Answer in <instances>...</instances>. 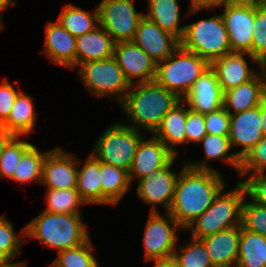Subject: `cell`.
<instances>
[{"label": "cell", "instance_id": "277c9868", "mask_svg": "<svg viewBox=\"0 0 266 267\" xmlns=\"http://www.w3.org/2000/svg\"><path fill=\"white\" fill-rule=\"evenodd\" d=\"M214 198L209 208L193 221L186 230L194 239L201 240L221 230L241 225L242 204L247 197L244 185L239 181L236 188L224 191Z\"/></svg>", "mask_w": 266, "mask_h": 267}, {"label": "cell", "instance_id": "603a6c76", "mask_svg": "<svg viewBox=\"0 0 266 267\" xmlns=\"http://www.w3.org/2000/svg\"><path fill=\"white\" fill-rule=\"evenodd\" d=\"M76 43V67L88 61L113 56L115 42L100 25L76 37Z\"/></svg>", "mask_w": 266, "mask_h": 267}, {"label": "cell", "instance_id": "6da1fadb", "mask_svg": "<svg viewBox=\"0 0 266 267\" xmlns=\"http://www.w3.org/2000/svg\"><path fill=\"white\" fill-rule=\"evenodd\" d=\"M168 213L185 230L212 204L226 187L220 171L197 170L184 163Z\"/></svg>", "mask_w": 266, "mask_h": 267}, {"label": "cell", "instance_id": "9a60e30c", "mask_svg": "<svg viewBox=\"0 0 266 267\" xmlns=\"http://www.w3.org/2000/svg\"><path fill=\"white\" fill-rule=\"evenodd\" d=\"M132 42L156 62L165 60L180 45V41L176 37L162 30L145 16L139 21Z\"/></svg>", "mask_w": 266, "mask_h": 267}, {"label": "cell", "instance_id": "ba28073f", "mask_svg": "<svg viewBox=\"0 0 266 267\" xmlns=\"http://www.w3.org/2000/svg\"><path fill=\"white\" fill-rule=\"evenodd\" d=\"M143 133L123 122L109 126L99 136L91 153L98 161L129 172Z\"/></svg>", "mask_w": 266, "mask_h": 267}, {"label": "cell", "instance_id": "4fadbf2b", "mask_svg": "<svg viewBox=\"0 0 266 267\" xmlns=\"http://www.w3.org/2000/svg\"><path fill=\"white\" fill-rule=\"evenodd\" d=\"M113 56L130 85L155 79L157 62L132 41L116 42Z\"/></svg>", "mask_w": 266, "mask_h": 267}, {"label": "cell", "instance_id": "3957f363", "mask_svg": "<svg viewBox=\"0 0 266 267\" xmlns=\"http://www.w3.org/2000/svg\"><path fill=\"white\" fill-rule=\"evenodd\" d=\"M81 214L42 211L26 224V237L40 240L43 246L59 251L83 244L89 237Z\"/></svg>", "mask_w": 266, "mask_h": 267}, {"label": "cell", "instance_id": "816d5d0a", "mask_svg": "<svg viewBox=\"0 0 266 267\" xmlns=\"http://www.w3.org/2000/svg\"><path fill=\"white\" fill-rule=\"evenodd\" d=\"M257 4L266 7V0H254Z\"/></svg>", "mask_w": 266, "mask_h": 267}, {"label": "cell", "instance_id": "cb8c5ba5", "mask_svg": "<svg viewBox=\"0 0 266 267\" xmlns=\"http://www.w3.org/2000/svg\"><path fill=\"white\" fill-rule=\"evenodd\" d=\"M181 100L168 113H166L161 120L157 129L152 133L153 136L162 141L167 148L178 156L176 146L186 144V118H187V104L186 108Z\"/></svg>", "mask_w": 266, "mask_h": 267}, {"label": "cell", "instance_id": "ee69618b", "mask_svg": "<svg viewBox=\"0 0 266 267\" xmlns=\"http://www.w3.org/2000/svg\"><path fill=\"white\" fill-rule=\"evenodd\" d=\"M20 91V89L17 91L6 78L2 81L0 85V126L8 119L15 98Z\"/></svg>", "mask_w": 266, "mask_h": 267}, {"label": "cell", "instance_id": "30bf717a", "mask_svg": "<svg viewBox=\"0 0 266 267\" xmlns=\"http://www.w3.org/2000/svg\"><path fill=\"white\" fill-rule=\"evenodd\" d=\"M177 229H183L175 219L165 212H150L145 225L143 245L146 261H158L173 257L178 242Z\"/></svg>", "mask_w": 266, "mask_h": 267}, {"label": "cell", "instance_id": "8fae6325", "mask_svg": "<svg viewBox=\"0 0 266 267\" xmlns=\"http://www.w3.org/2000/svg\"><path fill=\"white\" fill-rule=\"evenodd\" d=\"M134 0H101L97 5L99 25L116 42L132 41L143 13L136 12Z\"/></svg>", "mask_w": 266, "mask_h": 267}, {"label": "cell", "instance_id": "c3c4849f", "mask_svg": "<svg viewBox=\"0 0 266 267\" xmlns=\"http://www.w3.org/2000/svg\"><path fill=\"white\" fill-rule=\"evenodd\" d=\"M154 267H180V266L172 257L169 259L154 261Z\"/></svg>", "mask_w": 266, "mask_h": 267}, {"label": "cell", "instance_id": "5bb4252c", "mask_svg": "<svg viewBox=\"0 0 266 267\" xmlns=\"http://www.w3.org/2000/svg\"><path fill=\"white\" fill-rule=\"evenodd\" d=\"M60 147L51 149L45 156L41 185L46 189H70L77 185V159Z\"/></svg>", "mask_w": 266, "mask_h": 267}, {"label": "cell", "instance_id": "2e32d148", "mask_svg": "<svg viewBox=\"0 0 266 267\" xmlns=\"http://www.w3.org/2000/svg\"><path fill=\"white\" fill-rule=\"evenodd\" d=\"M175 156L167 146L155 136L140 140L133 158L132 166L129 170V178L140 180L145 175L154 170H161L168 166Z\"/></svg>", "mask_w": 266, "mask_h": 267}, {"label": "cell", "instance_id": "ac0fdd59", "mask_svg": "<svg viewBox=\"0 0 266 267\" xmlns=\"http://www.w3.org/2000/svg\"><path fill=\"white\" fill-rule=\"evenodd\" d=\"M189 109L206 114L223 106V92L215 72L207 69L194 83L193 87L182 99Z\"/></svg>", "mask_w": 266, "mask_h": 267}, {"label": "cell", "instance_id": "d6a6232c", "mask_svg": "<svg viewBox=\"0 0 266 267\" xmlns=\"http://www.w3.org/2000/svg\"><path fill=\"white\" fill-rule=\"evenodd\" d=\"M45 196L47 207L44 211L49 213L80 214L79 207L86 205L76 188L47 189Z\"/></svg>", "mask_w": 266, "mask_h": 267}, {"label": "cell", "instance_id": "db71d44e", "mask_svg": "<svg viewBox=\"0 0 266 267\" xmlns=\"http://www.w3.org/2000/svg\"><path fill=\"white\" fill-rule=\"evenodd\" d=\"M26 264H22V265H12L11 267H26Z\"/></svg>", "mask_w": 266, "mask_h": 267}, {"label": "cell", "instance_id": "f35d334b", "mask_svg": "<svg viewBox=\"0 0 266 267\" xmlns=\"http://www.w3.org/2000/svg\"><path fill=\"white\" fill-rule=\"evenodd\" d=\"M252 57L266 65V7L255 2V23L252 38Z\"/></svg>", "mask_w": 266, "mask_h": 267}, {"label": "cell", "instance_id": "7a4b0ae2", "mask_svg": "<svg viewBox=\"0 0 266 267\" xmlns=\"http://www.w3.org/2000/svg\"><path fill=\"white\" fill-rule=\"evenodd\" d=\"M181 99L155 80L131 85L120 106L136 130L153 133L164 115Z\"/></svg>", "mask_w": 266, "mask_h": 267}, {"label": "cell", "instance_id": "f6af8a7d", "mask_svg": "<svg viewBox=\"0 0 266 267\" xmlns=\"http://www.w3.org/2000/svg\"><path fill=\"white\" fill-rule=\"evenodd\" d=\"M230 0H190L189 14H193L203 9L217 8Z\"/></svg>", "mask_w": 266, "mask_h": 267}, {"label": "cell", "instance_id": "ab89813d", "mask_svg": "<svg viewBox=\"0 0 266 267\" xmlns=\"http://www.w3.org/2000/svg\"><path fill=\"white\" fill-rule=\"evenodd\" d=\"M262 171H266V136L241 158L239 174L244 177Z\"/></svg>", "mask_w": 266, "mask_h": 267}, {"label": "cell", "instance_id": "60d3db41", "mask_svg": "<svg viewBox=\"0 0 266 267\" xmlns=\"http://www.w3.org/2000/svg\"><path fill=\"white\" fill-rule=\"evenodd\" d=\"M246 190V195L252 201L266 206V173L265 171L249 174V177L240 181Z\"/></svg>", "mask_w": 266, "mask_h": 267}, {"label": "cell", "instance_id": "d6986e66", "mask_svg": "<svg viewBox=\"0 0 266 267\" xmlns=\"http://www.w3.org/2000/svg\"><path fill=\"white\" fill-rule=\"evenodd\" d=\"M266 98V71L260 72L250 81L223 92V107L229 114L255 108Z\"/></svg>", "mask_w": 266, "mask_h": 267}, {"label": "cell", "instance_id": "484cf974", "mask_svg": "<svg viewBox=\"0 0 266 267\" xmlns=\"http://www.w3.org/2000/svg\"><path fill=\"white\" fill-rule=\"evenodd\" d=\"M31 96L22 90L15 98L8 119L0 126L13 136H28L36 125V113Z\"/></svg>", "mask_w": 266, "mask_h": 267}, {"label": "cell", "instance_id": "1f68e13d", "mask_svg": "<svg viewBox=\"0 0 266 267\" xmlns=\"http://www.w3.org/2000/svg\"><path fill=\"white\" fill-rule=\"evenodd\" d=\"M50 151L42 152L32 144L22 155L18 166L14 171L11 180L19 183H31L35 180L41 184L43 162L46 154Z\"/></svg>", "mask_w": 266, "mask_h": 267}, {"label": "cell", "instance_id": "7402d4cb", "mask_svg": "<svg viewBox=\"0 0 266 267\" xmlns=\"http://www.w3.org/2000/svg\"><path fill=\"white\" fill-rule=\"evenodd\" d=\"M241 225L207 236L204 243L213 267H236Z\"/></svg>", "mask_w": 266, "mask_h": 267}, {"label": "cell", "instance_id": "5b68a950", "mask_svg": "<svg viewBox=\"0 0 266 267\" xmlns=\"http://www.w3.org/2000/svg\"><path fill=\"white\" fill-rule=\"evenodd\" d=\"M209 68L207 60L179 45L169 57L157 62L154 80L182 100L195 81Z\"/></svg>", "mask_w": 266, "mask_h": 267}, {"label": "cell", "instance_id": "74e56055", "mask_svg": "<svg viewBox=\"0 0 266 267\" xmlns=\"http://www.w3.org/2000/svg\"><path fill=\"white\" fill-rule=\"evenodd\" d=\"M241 226L250 232L266 237V206L244 199Z\"/></svg>", "mask_w": 266, "mask_h": 267}, {"label": "cell", "instance_id": "f907efd6", "mask_svg": "<svg viewBox=\"0 0 266 267\" xmlns=\"http://www.w3.org/2000/svg\"><path fill=\"white\" fill-rule=\"evenodd\" d=\"M17 2L13 0H0V11H5L9 6H15Z\"/></svg>", "mask_w": 266, "mask_h": 267}, {"label": "cell", "instance_id": "8992f818", "mask_svg": "<svg viewBox=\"0 0 266 267\" xmlns=\"http://www.w3.org/2000/svg\"><path fill=\"white\" fill-rule=\"evenodd\" d=\"M180 46L209 63L231 53L228 33L220 14L185 25Z\"/></svg>", "mask_w": 266, "mask_h": 267}, {"label": "cell", "instance_id": "7dc6e473", "mask_svg": "<svg viewBox=\"0 0 266 267\" xmlns=\"http://www.w3.org/2000/svg\"><path fill=\"white\" fill-rule=\"evenodd\" d=\"M13 137L12 134L8 133L6 130H4L2 127H0V157L2 154V151L4 149V146L7 144V142Z\"/></svg>", "mask_w": 266, "mask_h": 267}, {"label": "cell", "instance_id": "7c38bea8", "mask_svg": "<svg viewBox=\"0 0 266 267\" xmlns=\"http://www.w3.org/2000/svg\"><path fill=\"white\" fill-rule=\"evenodd\" d=\"M175 159L161 170H154L138 180L136 192L145 204L153 206L151 212H158L156 205L162 204L165 212L171 207L179 173L172 172Z\"/></svg>", "mask_w": 266, "mask_h": 267}, {"label": "cell", "instance_id": "9c48e42d", "mask_svg": "<svg viewBox=\"0 0 266 267\" xmlns=\"http://www.w3.org/2000/svg\"><path fill=\"white\" fill-rule=\"evenodd\" d=\"M224 11L221 15L231 52L248 53L246 56L253 62L264 66L252 57V38L255 23V1L254 0H230L222 4Z\"/></svg>", "mask_w": 266, "mask_h": 267}, {"label": "cell", "instance_id": "4dcf8cb0", "mask_svg": "<svg viewBox=\"0 0 266 267\" xmlns=\"http://www.w3.org/2000/svg\"><path fill=\"white\" fill-rule=\"evenodd\" d=\"M57 18L60 23L74 37L81 36L99 26L98 8L94 13L86 11L76 5H65Z\"/></svg>", "mask_w": 266, "mask_h": 267}, {"label": "cell", "instance_id": "8d00e7d4", "mask_svg": "<svg viewBox=\"0 0 266 267\" xmlns=\"http://www.w3.org/2000/svg\"><path fill=\"white\" fill-rule=\"evenodd\" d=\"M21 136H13L4 146L0 157V177L11 179L23 153L32 145L20 139Z\"/></svg>", "mask_w": 266, "mask_h": 267}, {"label": "cell", "instance_id": "83f0119b", "mask_svg": "<svg viewBox=\"0 0 266 267\" xmlns=\"http://www.w3.org/2000/svg\"><path fill=\"white\" fill-rule=\"evenodd\" d=\"M144 16L157 24L162 30L172 34L179 41L183 38L185 26H180V7L178 0H148Z\"/></svg>", "mask_w": 266, "mask_h": 267}, {"label": "cell", "instance_id": "f1b7e54d", "mask_svg": "<svg viewBox=\"0 0 266 267\" xmlns=\"http://www.w3.org/2000/svg\"><path fill=\"white\" fill-rule=\"evenodd\" d=\"M102 205H116L130 189L129 172L100 162Z\"/></svg>", "mask_w": 266, "mask_h": 267}, {"label": "cell", "instance_id": "836d02e7", "mask_svg": "<svg viewBox=\"0 0 266 267\" xmlns=\"http://www.w3.org/2000/svg\"><path fill=\"white\" fill-rule=\"evenodd\" d=\"M93 247L89 237L79 246L59 251L58 256L48 267H99L92 252Z\"/></svg>", "mask_w": 266, "mask_h": 267}, {"label": "cell", "instance_id": "681fc988", "mask_svg": "<svg viewBox=\"0 0 266 267\" xmlns=\"http://www.w3.org/2000/svg\"><path fill=\"white\" fill-rule=\"evenodd\" d=\"M27 262H9L1 253H0V267H11L12 265H22L26 264Z\"/></svg>", "mask_w": 266, "mask_h": 267}, {"label": "cell", "instance_id": "bcb514c9", "mask_svg": "<svg viewBox=\"0 0 266 267\" xmlns=\"http://www.w3.org/2000/svg\"><path fill=\"white\" fill-rule=\"evenodd\" d=\"M260 122L263 136H266V98L260 103Z\"/></svg>", "mask_w": 266, "mask_h": 267}, {"label": "cell", "instance_id": "d4e9b609", "mask_svg": "<svg viewBox=\"0 0 266 267\" xmlns=\"http://www.w3.org/2000/svg\"><path fill=\"white\" fill-rule=\"evenodd\" d=\"M199 144L203 145L206 159L200 162H185L186 165L197 170L217 171L208 162H210L209 160L222 159L239 173L241 159L236 152L228 154L232 149L228 136L206 134Z\"/></svg>", "mask_w": 266, "mask_h": 267}, {"label": "cell", "instance_id": "e575fe53", "mask_svg": "<svg viewBox=\"0 0 266 267\" xmlns=\"http://www.w3.org/2000/svg\"><path fill=\"white\" fill-rule=\"evenodd\" d=\"M173 258L180 267H213L204 243L192 237L187 245L176 247Z\"/></svg>", "mask_w": 266, "mask_h": 267}, {"label": "cell", "instance_id": "b9f144b4", "mask_svg": "<svg viewBox=\"0 0 266 267\" xmlns=\"http://www.w3.org/2000/svg\"><path fill=\"white\" fill-rule=\"evenodd\" d=\"M207 134L229 136L230 114L222 106L218 110L204 114Z\"/></svg>", "mask_w": 266, "mask_h": 267}, {"label": "cell", "instance_id": "ffe728a7", "mask_svg": "<svg viewBox=\"0 0 266 267\" xmlns=\"http://www.w3.org/2000/svg\"><path fill=\"white\" fill-rule=\"evenodd\" d=\"M46 26L44 54L53 64L76 68V37L57 21H51Z\"/></svg>", "mask_w": 266, "mask_h": 267}, {"label": "cell", "instance_id": "44dd1931", "mask_svg": "<svg viewBox=\"0 0 266 267\" xmlns=\"http://www.w3.org/2000/svg\"><path fill=\"white\" fill-rule=\"evenodd\" d=\"M246 54L248 53L231 52L210 63L222 92L246 83L258 74V71L248 65L244 58Z\"/></svg>", "mask_w": 266, "mask_h": 267}, {"label": "cell", "instance_id": "4316f807", "mask_svg": "<svg viewBox=\"0 0 266 267\" xmlns=\"http://www.w3.org/2000/svg\"><path fill=\"white\" fill-rule=\"evenodd\" d=\"M81 163L77 159L76 189L86 205H102L100 161L90 154L82 166Z\"/></svg>", "mask_w": 266, "mask_h": 267}, {"label": "cell", "instance_id": "52a82bcc", "mask_svg": "<svg viewBox=\"0 0 266 267\" xmlns=\"http://www.w3.org/2000/svg\"><path fill=\"white\" fill-rule=\"evenodd\" d=\"M78 68L82 83L96 98L109 97L120 104L131 87L114 56L88 61Z\"/></svg>", "mask_w": 266, "mask_h": 267}, {"label": "cell", "instance_id": "d590c367", "mask_svg": "<svg viewBox=\"0 0 266 267\" xmlns=\"http://www.w3.org/2000/svg\"><path fill=\"white\" fill-rule=\"evenodd\" d=\"M25 238L26 226L16 235L13 224L8 221L5 214L0 216V253L9 262L20 255L23 242L27 241Z\"/></svg>", "mask_w": 266, "mask_h": 267}, {"label": "cell", "instance_id": "f5cc1de1", "mask_svg": "<svg viewBox=\"0 0 266 267\" xmlns=\"http://www.w3.org/2000/svg\"><path fill=\"white\" fill-rule=\"evenodd\" d=\"M1 13H2V11H0V32H1V30L3 29V22H2V20H1Z\"/></svg>", "mask_w": 266, "mask_h": 267}, {"label": "cell", "instance_id": "f546056e", "mask_svg": "<svg viewBox=\"0 0 266 267\" xmlns=\"http://www.w3.org/2000/svg\"><path fill=\"white\" fill-rule=\"evenodd\" d=\"M236 267H266V237L241 226Z\"/></svg>", "mask_w": 266, "mask_h": 267}, {"label": "cell", "instance_id": "e0dca14e", "mask_svg": "<svg viewBox=\"0 0 266 267\" xmlns=\"http://www.w3.org/2000/svg\"><path fill=\"white\" fill-rule=\"evenodd\" d=\"M229 139L231 146H240L236 154L241 158L263 137L260 122V105L243 112L230 114Z\"/></svg>", "mask_w": 266, "mask_h": 267}, {"label": "cell", "instance_id": "7bdbcfd3", "mask_svg": "<svg viewBox=\"0 0 266 267\" xmlns=\"http://www.w3.org/2000/svg\"><path fill=\"white\" fill-rule=\"evenodd\" d=\"M185 131L186 143H199L202 138L207 134L205 128L204 114L190 110L188 105Z\"/></svg>", "mask_w": 266, "mask_h": 267}]
</instances>
